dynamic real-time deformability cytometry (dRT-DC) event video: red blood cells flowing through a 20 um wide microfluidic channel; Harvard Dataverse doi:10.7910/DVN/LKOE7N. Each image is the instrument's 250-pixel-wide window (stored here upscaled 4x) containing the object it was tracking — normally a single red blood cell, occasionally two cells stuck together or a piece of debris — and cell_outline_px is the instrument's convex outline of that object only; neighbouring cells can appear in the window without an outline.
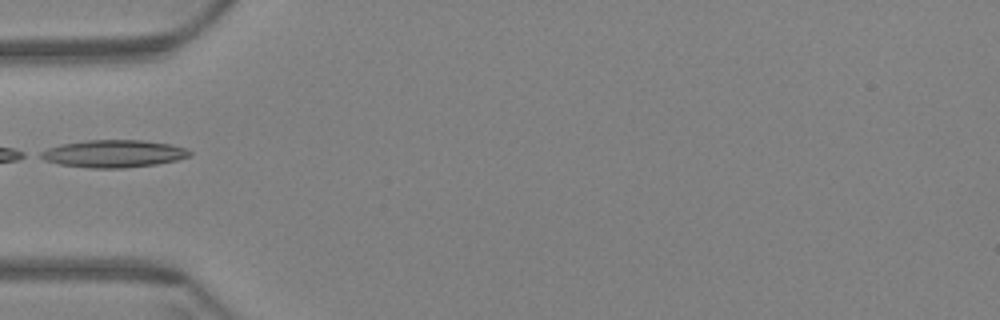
{"species": "Egyptian fruit bat (a non-hibernating species)", "species_latin": "Rousettus aegyptiacus", "temperature_condition": "warm", "stored_images_in_passage": 3, "camera_frame_rate_fps": 3000, "um_per_image_px": 0.085, "animal": {"sex": "female"}, "frame": {"image": 1, "passage_image": 1, "time_ms": 0.0, "image_size_px": [1000, 320], "cell_outline_px": [[192, 152], [188, 156], [176, 160], [156, 164], [124, 168], [92, 168], [60, 164], [44, 160], [36, 156], [40, 152], [48, 148], [60, 144], [88, 140], [144, 140], [172, 144], [184, 148]], "centroid_in_image_um": [9.62, 13.06], "position_along_channel_um": 75.4, "area_um2": 23.81}}